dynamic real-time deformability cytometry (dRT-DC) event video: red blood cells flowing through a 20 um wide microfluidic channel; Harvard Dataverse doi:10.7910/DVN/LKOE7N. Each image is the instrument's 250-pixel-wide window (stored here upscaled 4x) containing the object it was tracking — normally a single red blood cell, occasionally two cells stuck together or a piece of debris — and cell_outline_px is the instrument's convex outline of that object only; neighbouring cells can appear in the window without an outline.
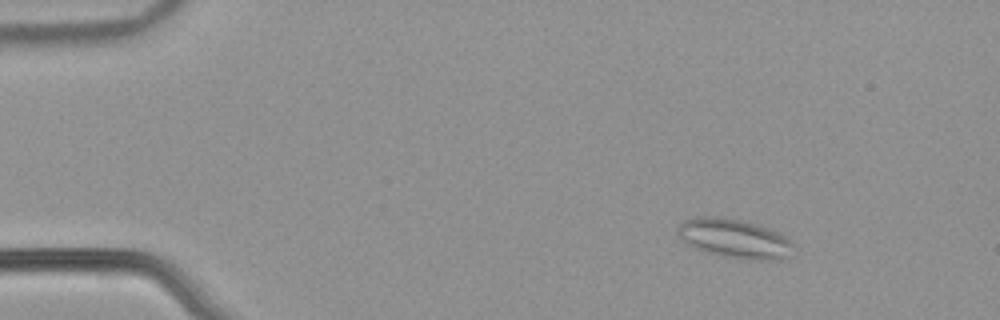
{"species": "common noctule bat (a hibernating species)", "species_latin": "Nyctalus noctula", "temperature_condition": "warm", "stored_images_in_passage": 12, "camera_frame_rate_fps": 3000, "um_per_image_px": 0.085, "animal": {"sex": "male", "body_mass_g": 21.5, "forearm_length_mm": 52.0}, "frame": {"image": 1, "passage_image": 9, "time_ms": 2.667, "image_size_px": [1000, 320], "cell_outline_px": [[792, 256], [780, 260], [744, 260], [704, 252], [684, 244], [680, 240], [676, 232], [676, 228], [684, 220], [696, 216], [708, 216], [740, 220], [756, 224], [780, 232], [788, 236], [792, 244]], "centroid_in_image_um": [62.41, 20.3], "position_along_channel_um": 22.6, "area_um2": 26.99}}